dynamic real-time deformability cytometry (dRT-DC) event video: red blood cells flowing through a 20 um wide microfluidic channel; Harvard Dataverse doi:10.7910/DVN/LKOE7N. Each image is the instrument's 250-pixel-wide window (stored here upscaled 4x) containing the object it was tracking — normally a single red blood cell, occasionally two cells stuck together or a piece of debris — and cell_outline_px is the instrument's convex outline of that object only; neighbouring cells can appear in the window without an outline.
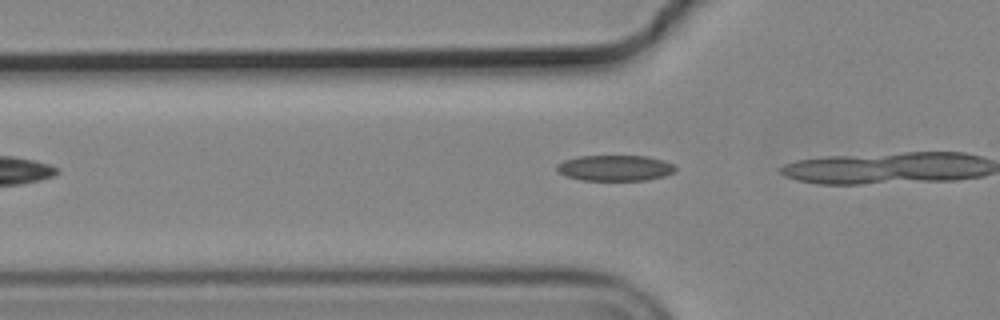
{"species": "common noctule bat (a hibernating species)", "species_latin": "Nyctalus noctula", "temperature_condition": "cold", "stored_images_in_passage": 4, "camera_frame_rate_fps": 3000, "um_per_image_px": 0.085, "animal": {"sex": "male", "body_mass_g": 19.2, "forearm_length_mm": 51.8}, "frame": {"image": 1, "passage_image": 2, "time_ms": 0.333, "image_size_px": [1000, 320], "cell_outline_px": [[676, 168], [672, 172], [664, 176], [648, 180], [580, 180], [564, 176], [556, 172], [556, 164], [564, 160], [580, 156], [644, 156], [664, 160], [672, 164]], "centroid_in_image_um": [52.21, 14.28], "position_along_channel_um": 73.6, "area_um2": 17.86}}